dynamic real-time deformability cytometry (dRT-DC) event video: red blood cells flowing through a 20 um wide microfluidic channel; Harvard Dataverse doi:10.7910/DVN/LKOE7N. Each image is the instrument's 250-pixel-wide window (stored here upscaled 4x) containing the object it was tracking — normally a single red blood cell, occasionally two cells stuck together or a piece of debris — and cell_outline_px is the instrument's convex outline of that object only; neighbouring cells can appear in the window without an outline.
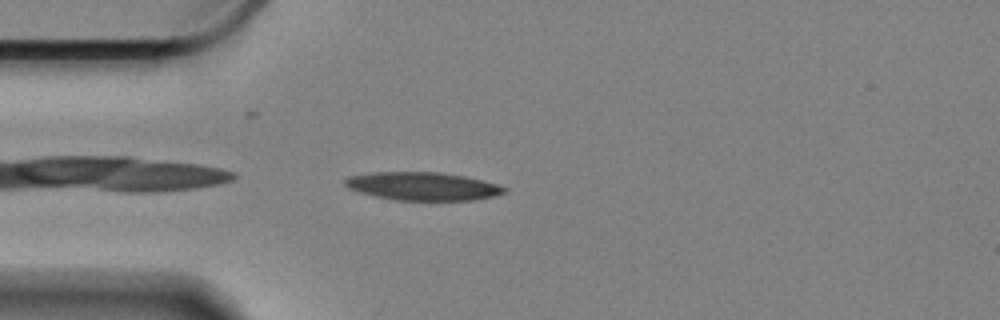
{"species": "Egyptian fruit bat (a non-hibernating species)", "species_latin": "Rousettus aegyptiacus", "temperature_condition": "cold", "stored_images_in_passage": 46, "camera_frame_rate_fps": 3000, "um_per_image_px": 0.085, "animal": {"sex": "female"}, "frame": {"image": 1, "passage_image": 1, "time_ms": 0.0, "image_size_px": [1000, 320], "cell_outline_px": [[508, 192], [496, 196], [472, 200], [396, 200], [376, 196], [360, 192], [348, 188], [344, 184], [344, 180], [348, 176], [372, 172], [440, 172], [464, 176], [496, 184], [508, 188]], "centroid_in_image_um": [35.94, 15.83], "position_along_channel_um": 49.1, "area_um2": 26.13}}
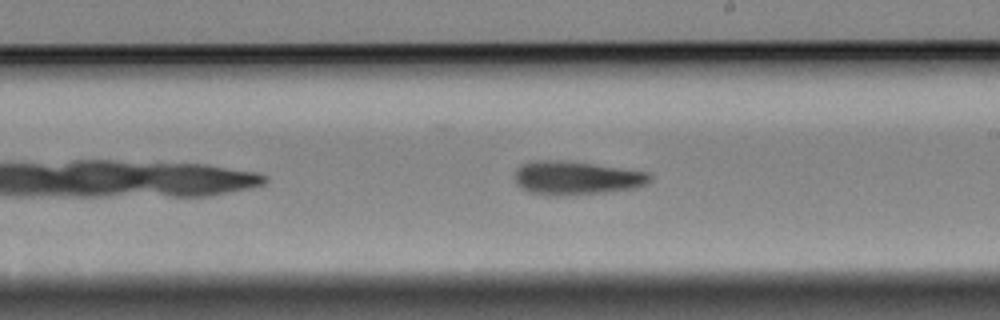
{"frame": {"image": 2, "passage_image": 19, "time_ms": 6.0, "image_size_px": [1000, 320], "cell_outline_px": [[652, 180], [648, 184], [636, 188], [608, 192], [556, 196], [548, 196], [528, 192], [520, 188], [516, 184], [516, 168], [520, 164], [532, 160], [560, 160], [592, 164], [648, 172], [652, 176]], "centroid_in_image_um": [48.97, 15.14], "position_along_channel_um": 240.0, "area_um2": 26.76}}
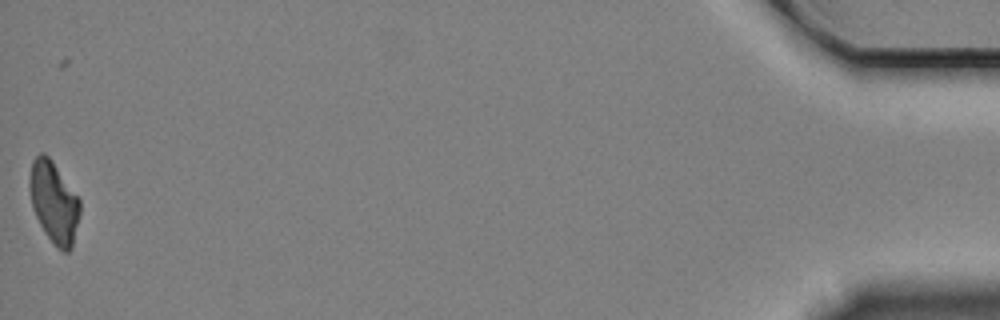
{"frame": {"image": 3, "passage_image": 45, "time_ms": 14.667, "image_size_px": [1000, 320], "cell_outline_px": [[80, 212], [72, 248], [68, 252], [64, 252], [56, 248], [44, 232], [32, 208], [28, 184], [28, 180], [32, 160], [40, 152], [44, 152], [52, 160], [80, 200]], "centroid_in_image_um": [4.56, 17.19], "position_along_channel_um": 430.6, "area_um2": 24.04}, "authors_computed_cell_mechanics": {"area_um2": 25.8366, "velocity_mm_per_s": 3.3355, "shape_relaxation_time_tau1_ms": 7.6388, "shape_relaxation_time_tau2_ms": 11.0246, "deformation_change_tau1": 0.2037, "deformation_change_tau2": 0.2317}}